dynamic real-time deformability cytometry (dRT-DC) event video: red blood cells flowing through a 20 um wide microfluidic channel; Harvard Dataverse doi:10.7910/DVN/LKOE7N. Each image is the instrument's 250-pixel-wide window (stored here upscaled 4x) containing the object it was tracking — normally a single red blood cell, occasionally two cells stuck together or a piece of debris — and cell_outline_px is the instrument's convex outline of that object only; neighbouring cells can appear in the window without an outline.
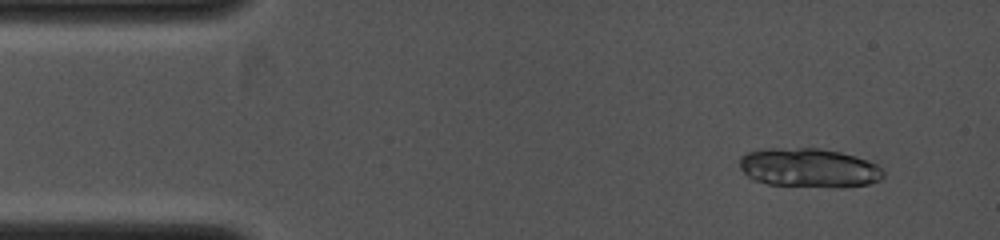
{"species": "common noctule bat (a hibernating species)", "species_latin": "Nyctalus noctula", "temperature_condition": "cold", "stored_images_in_passage": 5, "camera_frame_rate_fps": 4000, "um_per_image_px": 0.085, "animal": {"sex": "female", "body_mass_g": 19.0, "forearm_length_mm": 53.3}, "frame": {"image": 1, "passage_image": 2, "time_ms": 0.5, "image_size_px": [1000, 240], "cell_outline_px": [[884, 176], [880, 180], [868, 184], [768, 184], [752, 180], [740, 168], [740, 156], [744, 152], [764, 148], [820, 148], [840, 152], [856, 156], [868, 160], [876, 164], [884, 172]], "centroid_in_image_um": [68.68, 14.19], "position_along_channel_um": 16.3, "area_um2": 31.73}}